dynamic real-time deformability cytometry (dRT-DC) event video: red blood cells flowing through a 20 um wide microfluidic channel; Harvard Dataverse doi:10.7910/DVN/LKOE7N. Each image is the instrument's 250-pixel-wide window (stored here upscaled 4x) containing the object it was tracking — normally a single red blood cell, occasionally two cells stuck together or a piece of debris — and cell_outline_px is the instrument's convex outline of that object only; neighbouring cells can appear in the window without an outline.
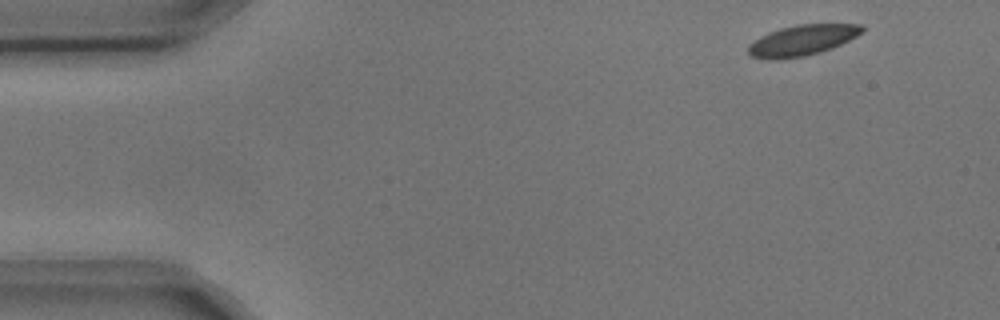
{"species": "common noctule bat (a hibernating species)", "species_latin": "Nyctalus noctula", "temperature_condition": "cold", "stored_images_in_passage": 3, "camera_frame_rate_fps": 3000, "um_per_image_px": 0.085, "animal": {"sex": "male", "body_mass_g": 17.9, "forearm_length_mm": 54.2}, "frame": {"image": 1, "passage_image": 1, "time_ms": 0.0, "image_size_px": [1000, 320], "cell_outline_px": [[864, 32], [840, 44], [820, 52], [804, 56], [776, 60], [768, 60], [752, 56], [748, 52], [748, 44], [760, 36], [768, 32], [780, 28], [796, 24], [860, 24], [864, 28]], "centroid_in_image_um": [68.15, 3.42], "position_along_channel_um": 16.9, "area_um2": 20.35}}